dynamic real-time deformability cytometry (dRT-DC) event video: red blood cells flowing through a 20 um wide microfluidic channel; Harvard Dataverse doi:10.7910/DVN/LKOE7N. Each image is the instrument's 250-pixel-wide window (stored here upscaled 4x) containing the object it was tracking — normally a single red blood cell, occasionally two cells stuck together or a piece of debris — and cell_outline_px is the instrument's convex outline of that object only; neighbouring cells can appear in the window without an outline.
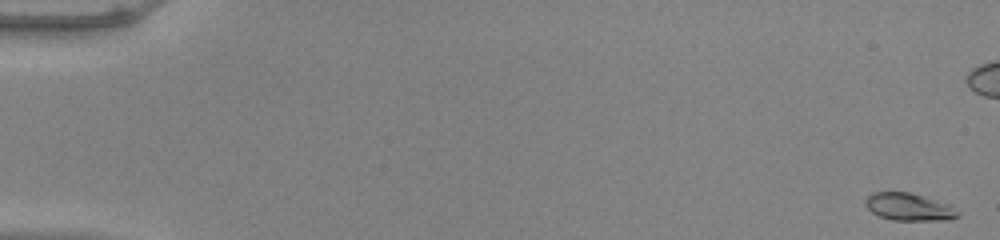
{"species": "common noctule bat (a hibernating species)", "species_latin": "Nyctalus noctula", "temperature_condition": "warm", "stored_images_in_passage": 54, "camera_frame_rate_fps": 3000, "um_per_image_px": 0.085, "animal": {"sex": "male", "body_mass_g": 20.0, "forearm_length_mm": 53.3}, "frame": {"image": 1, "passage_image": 1, "time_ms": 0.0, "image_size_px": [1000, 240], "cell_outline_px": [[960, 216], [948, 220], [892, 220], [880, 216], [872, 212], [864, 204], [864, 200], [872, 192], [908, 192], [924, 196], [952, 204], [960, 212]], "centroid_in_image_um": [77.31, 17.58], "position_along_channel_um": 7.7, "area_um2": 15.03}}
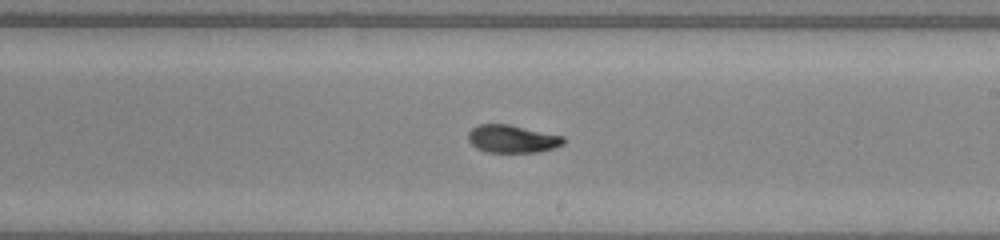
{"frame": {"image": 2, "passage_image": 32, "time_ms": 10.333, "image_size_px": [1000, 240], "cell_outline_px": [[564, 144], [552, 148], [536, 152], [488, 152], [476, 148], [468, 140], [468, 132], [472, 128], [480, 124], [508, 124], [564, 136]], "centroid_in_image_um": [43.52, 11.8], "position_along_channel_um": 245.5, "area_um2": 15.32}}
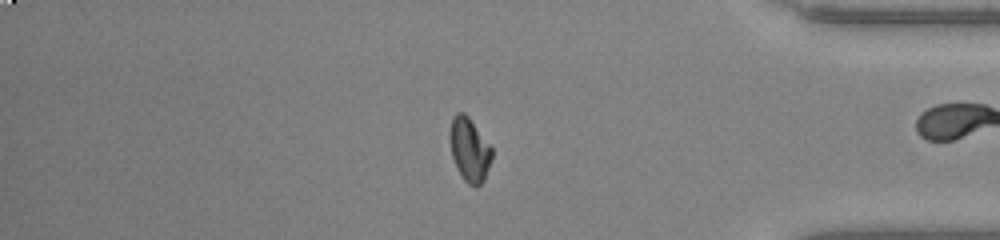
{"frame": {"image": 3, "passage_image": 45, "time_ms": 14.667, "image_size_px": [1000, 240], "cell_outline_px": [[492, 160], [484, 180], [476, 188], [468, 184], [464, 180], [456, 168], [452, 156], [448, 136], [448, 132], [452, 120], [456, 112], [464, 112], [468, 116], [492, 148]], "centroid_in_image_um": [39.89, 12.73], "position_along_channel_um": 395.3, "area_um2": 15.78}, "authors_computed_cell_mechanics": {"area_um2": 15.5482, "velocity_mm_per_s": 3.9864, "shape_relaxation_time_tau1_ms": 10.3825, "shape_relaxation_time_tau2_ms": 1.433, "deformation_change_tau1": 0.3053, "deformation_change_tau2": 0.0437}}